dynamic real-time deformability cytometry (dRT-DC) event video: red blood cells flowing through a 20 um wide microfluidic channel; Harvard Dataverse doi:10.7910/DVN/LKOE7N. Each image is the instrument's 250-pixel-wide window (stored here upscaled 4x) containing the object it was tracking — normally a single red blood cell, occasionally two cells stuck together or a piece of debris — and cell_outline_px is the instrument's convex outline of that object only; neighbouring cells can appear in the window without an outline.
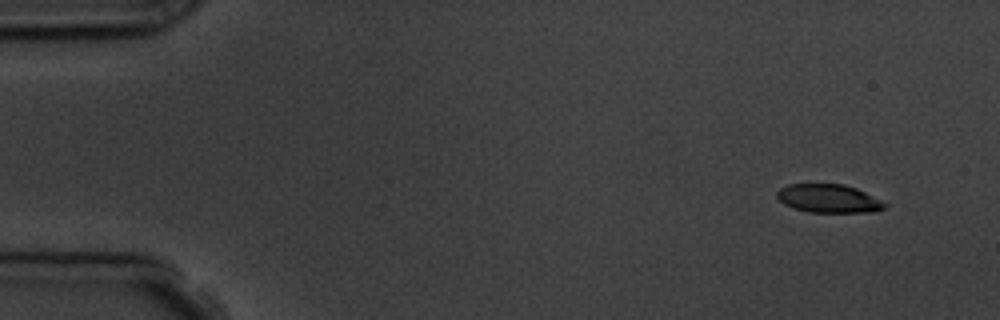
{"species": "common noctule bat (a hibernating species)", "species_latin": "Nyctalus noctula", "temperature_condition": "room temperature", "stored_images_in_passage": 9, "camera_frame_rate_fps": 3000, "um_per_image_px": 0.085, "animal": {"sex": "male", "body_mass_g": 19.5, "forearm_length_mm": 54.6}, "frame": {"image": 1, "passage_image": 1, "time_ms": 0.0, "image_size_px": [1000, 320], "cell_outline_px": [[888, 204], [884, 208], [872, 212], [808, 212], [792, 208], [784, 204], [776, 196], [776, 192], [780, 188], [788, 184], [844, 184], [856, 188]], "centroid_in_image_um": [70.4, 16.87], "position_along_channel_um": 14.6, "area_um2": 17.8}}
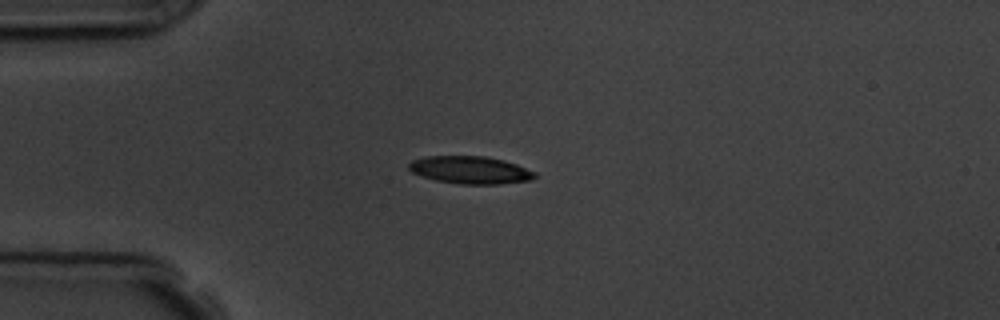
{"frame": {"image": 2, "passage_image": 4, "time_ms": 3.333, "image_size_px": [1000, 320], "cell_outline_px": [[536, 176], [532, 180], [500, 184], [460, 184], [436, 180], [412, 172], [408, 168], [408, 164], [412, 160], [428, 156], [484, 156], [504, 160], [516, 164], [536, 172]], "centroid_in_image_um": [40.0, 14.45], "position_along_channel_um": 45.0, "area_um2": 20.17}}